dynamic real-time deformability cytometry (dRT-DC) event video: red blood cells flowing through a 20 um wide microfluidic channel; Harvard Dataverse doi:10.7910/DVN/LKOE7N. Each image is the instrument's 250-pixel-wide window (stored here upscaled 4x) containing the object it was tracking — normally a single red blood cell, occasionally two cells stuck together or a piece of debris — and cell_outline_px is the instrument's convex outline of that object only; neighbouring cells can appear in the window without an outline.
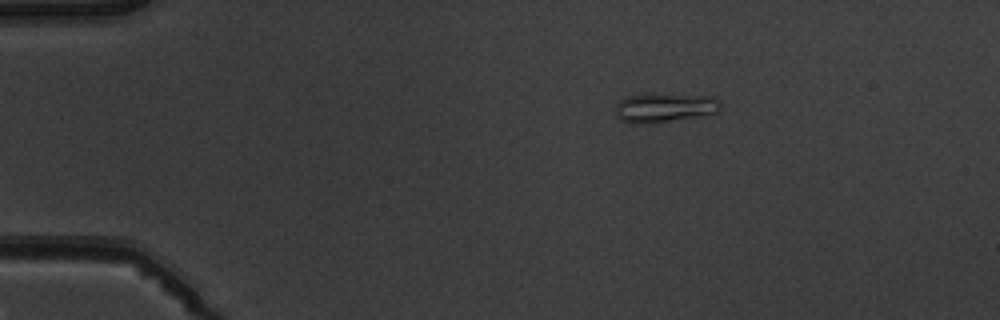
{"species": "common noctule bat (a hibernating species)", "species_latin": "Nyctalus noctula", "temperature_condition": "warm", "stored_images_in_passage": 3, "camera_frame_rate_fps": 3000, "um_per_image_px": 0.085, "animal": {"sex": "male", "body_mass_g": 19.5, "forearm_length_mm": 54.6}, "frame": {"image": 1, "passage_image": 3, "time_ms": 2.667, "image_size_px": [1000, 320], "cell_outline_px": [[720, 108], [716, 112], [696, 116], [640, 124], [632, 124], [620, 120], [616, 116], [616, 104], [620, 100], [628, 96], [652, 92], [712, 96], [720, 104]], "centroid_in_image_um": [56.41, 9.11], "position_along_channel_um": 28.6, "area_um2": 17.92}}